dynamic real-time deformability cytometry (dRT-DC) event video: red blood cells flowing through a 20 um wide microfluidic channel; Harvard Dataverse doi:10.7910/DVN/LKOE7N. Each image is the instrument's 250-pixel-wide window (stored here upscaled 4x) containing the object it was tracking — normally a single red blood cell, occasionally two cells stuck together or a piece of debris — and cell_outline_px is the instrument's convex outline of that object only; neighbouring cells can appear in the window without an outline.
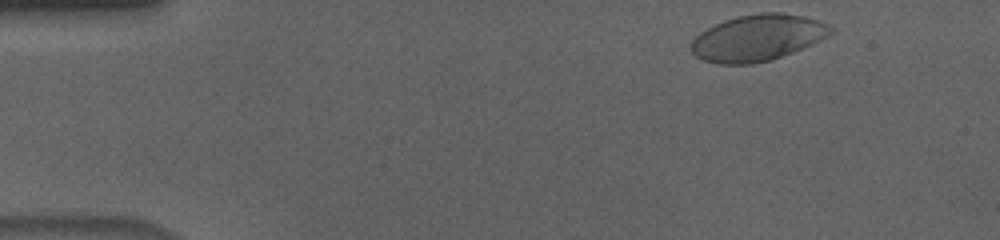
{"species": "human", "species_latin": "Homo sapiens", "temperature_condition": "cold", "stored_images_in_passage": 51, "camera_frame_rate_fps": 3000, "um_per_image_px": 0.085, "donor": {"sex": "male"}, "frame": {"image": 1, "passage_image": 1, "time_ms": 0.0, "image_size_px": [1000, 240], "cell_outline_px": [[836, 32], [812, 44], [772, 60], [752, 64], [720, 64], [704, 60], [696, 56], [688, 48], [692, 40], [700, 32], [724, 20], [740, 16], [760, 12], [780, 12], [804, 16], [828, 24], [836, 28]], "centroid_in_image_um": [64.42, 3.21], "position_along_channel_um": 20.6, "area_um2": 37.8}}
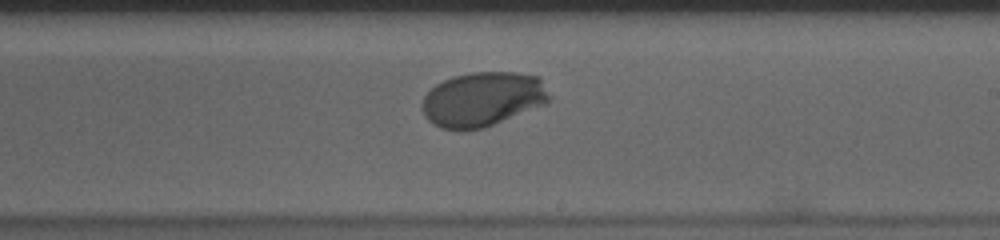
{"frame": {"image": 2, "passage_image": 28, "time_ms": 9.0, "image_size_px": [1000, 240], "cell_outline_px": [[552, 96], [544, 104], [484, 128], [464, 132], [456, 132], [440, 128], [432, 124], [424, 116], [420, 108], [420, 104], [424, 96], [436, 84], [452, 76], [472, 72], [516, 72], [540, 76]], "centroid_in_image_um": [40.99, 8.45], "position_along_channel_um": 248.0, "area_um2": 41.15}}
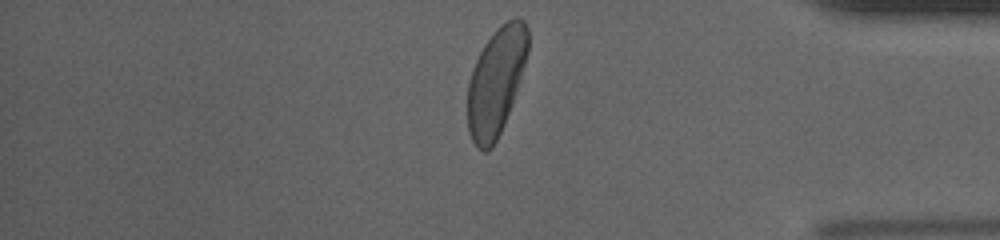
{"frame": {"image": 3, "passage_image": 42, "time_ms": 13.667, "image_size_px": [1000, 240], "cell_outline_px": [[528, 52], [512, 104], [504, 124], [492, 148], [484, 152], [476, 148], [468, 132], [468, 80], [472, 68], [484, 44], [496, 28], [508, 20], [516, 16], [520, 16], [524, 20], [528, 28]], "centroid_in_image_um": [42.16, 6.92], "position_along_channel_um": 393.0, "area_um2": 37.92}, "authors_computed_cell_mechanics": {"area_um2": 39.5352, "velocity_mm_per_s": 3.6065, "shape_relaxation_time_tau1_ms": 2.5589, "shape_relaxation_time_tau2_ms": null, "deformation_change_tau1": 0.1383, "deformation_change_tau2": null}}